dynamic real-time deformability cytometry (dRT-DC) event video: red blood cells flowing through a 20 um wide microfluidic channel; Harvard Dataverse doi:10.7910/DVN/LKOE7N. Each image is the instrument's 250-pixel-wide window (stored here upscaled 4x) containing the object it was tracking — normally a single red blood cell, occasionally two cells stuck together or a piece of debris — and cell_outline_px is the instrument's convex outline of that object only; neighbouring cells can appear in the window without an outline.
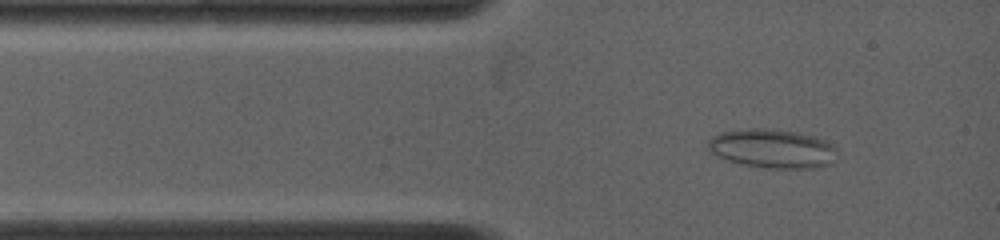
{"species": "common noctule bat (a hibernating species)", "species_latin": "Nyctalus noctula", "temperature_condition": "warm", "stored_images_in_passage": 72, "camera_frame_rate_fps": 5000, "um_per_image_px": 0.085, "animal": {"sex": "female", "body_mass_g": 19.0, "forearm_length_mm": 53.3}, "frame": {"image": 1, "passage_image": 6, "time_ms": 1.0, "image_size_px": [1000, 240], "cell_outline_px": [[836, 148], [832, 164], [816, 168], [768, 168], [744, 164], [728, 160], [716, 156], [708, 152], [708, 140], [712, 136], [720, 132], [752, 128], [764, 128], [796, 132], [816, 136], [824, 140]], "centroid_in_image_um": [65.62, 12.63], "position_along_channel_um": 19.4, "area_um2": 29.3}}
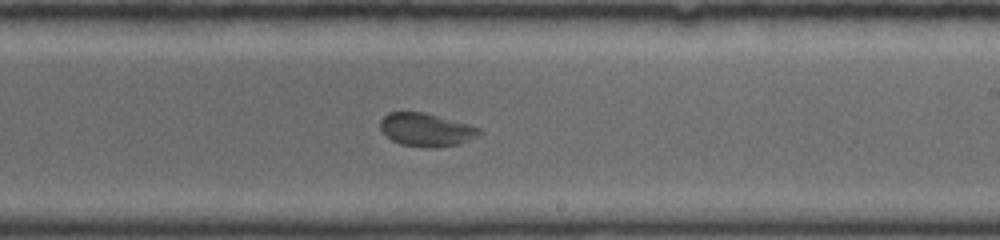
{"frame": {"image": 2, "passage_image": 38, "time_ms": 7.4, "image_size_px": [1000, 240], "cell_outline_px": [[484, 132], [476, 136], [456, 144], [400, 144], [392, 140], [380, 128], [380, 120], [388, 112], [424, 112], [480, 128]], "centroid_in_image_um": [36.18, 10.96], "position_along_channel_um": 252.8, "area_um2": 17.92}}
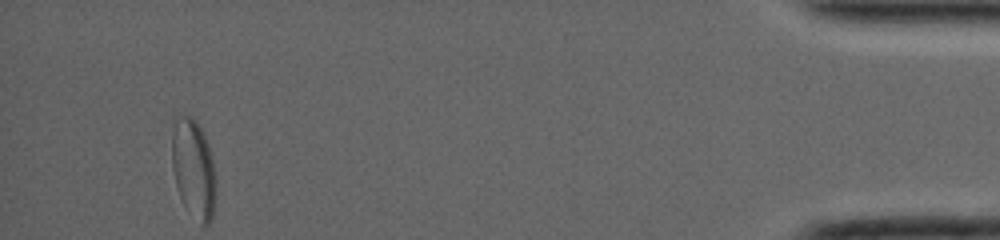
{"frame": {"image": 3, "passage_image": 72, "time_ms": 14.2, "image_size_px": [1000, 240], "cell_outline_px": [[212, 220], [208, 224], [200, 224], [180, 196], [176, 184], [172, 164], [172, 132], [176, 116], [192, 116], [196, 120], [208, 144], [212, 160]], "centroid_in_image_um": [16.39, 14.25], "position_along_channel_um": 418.8, "area_um2": 23.99}, "authors_computed_cell_mechanics": {"area_um2": 19.8543, "velocity_mm_per_s": 3.9497, "shape_relaxation_time_tau1_ms": null, "shape_relaxation_time_tau2_ms": 0.835, "deformation_change_tau1": null, "deformation_change_tau2": 0.0538}}